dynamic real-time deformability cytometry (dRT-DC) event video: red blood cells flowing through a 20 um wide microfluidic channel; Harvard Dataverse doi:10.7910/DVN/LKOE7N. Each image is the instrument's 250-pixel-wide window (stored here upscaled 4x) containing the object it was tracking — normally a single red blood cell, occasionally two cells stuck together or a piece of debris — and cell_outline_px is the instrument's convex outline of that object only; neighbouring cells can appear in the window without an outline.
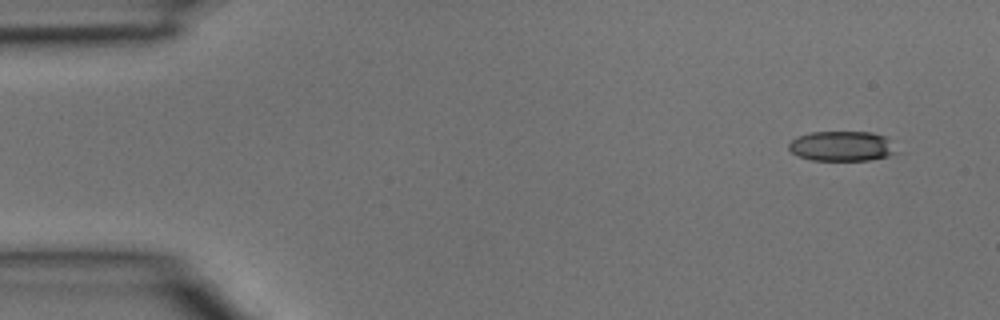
{"species": "common noctule bat (a hibernating species)", "species_latin": "Nyctalus noctula", "temperature_condition": "room temperature", "stored_images_in_passage": 4, "camera_frame_rate_fps": 3000, "um_per_image_px": 0.085, "animal": {"sex": "male", "body_mass_g": 15.6}, "frame": {"image": 1, "passage_image": 1, "time_ms": 0.0, "image_size_px": [1000, 320], "cell_outline_px": [[900, 152], [888, 156], [868, 160], [812, 160], [800, 156], [792, 152], [788, 148], [788, 144], [796, 136], [812, 132], [872, 132], [888, 136]], "centroid_in_image_um": [71.62, 12.41], "position_along_channel_um": 13.4, "area_um2": 19.07}}